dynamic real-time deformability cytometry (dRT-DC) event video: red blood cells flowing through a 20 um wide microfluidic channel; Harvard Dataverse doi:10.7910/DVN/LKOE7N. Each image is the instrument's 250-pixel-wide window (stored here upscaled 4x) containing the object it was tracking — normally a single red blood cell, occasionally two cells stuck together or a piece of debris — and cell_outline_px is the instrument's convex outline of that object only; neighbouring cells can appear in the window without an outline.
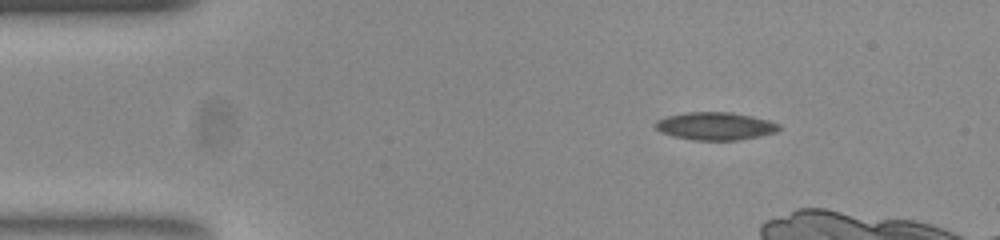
{"species": "common noctule bat (a hibernating species)", "species_latin": "Nyctalus noctula", "temperature_condition": "room temperature", "stored_images_in_passage": 12, "camera_frame_rate_fps": 3000, "um_per_image_px": 0.085, "animal": {"sex": "female", "body_mass_g": 23.0, "forearm_length_mm": 53.4}, "frame": {"image": 1, "passage_image": 1, "time_ms": 0.0, "image_size_px": [1000, 240], "cell_outline_px": [[780, 128], [776, 132], [760, 136], [740, 140], [692, 140], [672, 136], [660, 132], [656, 128], [656, 120], [668, 116], [688, 112], [732, 112], [752, 116], [768, 120], [780, 124]], "centroid_in_image_um": [60.81, 10.72], "position_along_channel_um": 24.2, "area_um2": 20.06}}
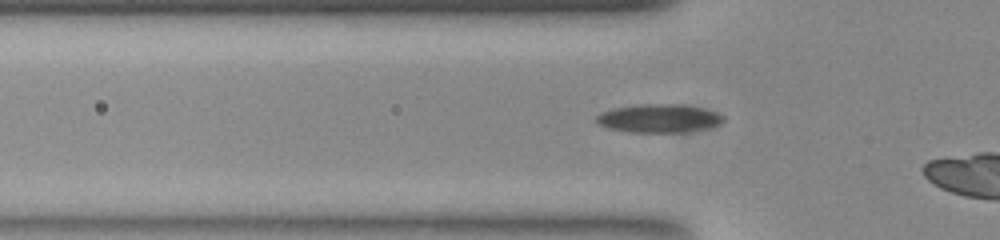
{"frame": {"image": 2, "passage_image": 10, "time_ms": 3.0, "image_size_px": [1000, 240], "cell_outline_px": [[724, 120], [720, 124], [704, 128], [684, 132], [632, 132], [608, 128], [600, 124], [596, 120], [596, 116], [600, 112], [612, 108], [640, 104], [680, 104], [700, 108], [716, 112], [724, 116]], "centroid_in_image_um": [55.98, 10.05], "position_along_channel_um": 69.8, "area_um2": 20.87}}